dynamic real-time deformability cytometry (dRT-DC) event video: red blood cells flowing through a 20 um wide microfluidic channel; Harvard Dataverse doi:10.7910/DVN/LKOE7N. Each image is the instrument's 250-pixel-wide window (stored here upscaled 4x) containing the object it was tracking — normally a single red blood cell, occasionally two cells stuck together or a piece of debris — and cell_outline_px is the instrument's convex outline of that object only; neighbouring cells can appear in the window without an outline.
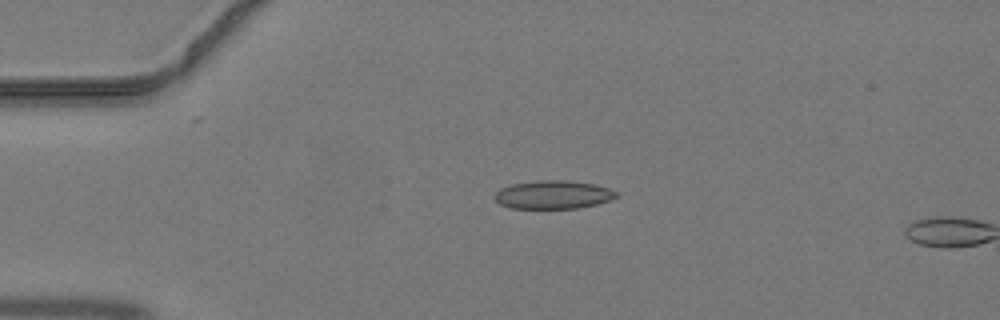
{"species": "common noctule bat (a hibernating species)", "species_latin": "Nyctalus noctula", "temperature_condition": "warm", "stored_images_in_passage": 3, "camera_frame_rate_fps": 3000, "um_per_image_px": 0.085, "animal": {"sex": "male", "body_mass_g": 19.2, "forearm_length_mm": 51.8}, "frame": {"image": 1, "passage_image": 2, "time_ms": 0.333, "image_size_px": [1000, 320], "cell_outline_px": [[620, 196], [596, 204], [580, 208], [512, 208], [500, 204], [492, 196], [500, 188], [512, 184], [540, 180], [568, 180], [596, 184], [612, 188], [620, 192]], "centroid_in_image_um": [47.07, 16.54], "position_along_channel_um": 37.9, "area_um2": 20.35}}